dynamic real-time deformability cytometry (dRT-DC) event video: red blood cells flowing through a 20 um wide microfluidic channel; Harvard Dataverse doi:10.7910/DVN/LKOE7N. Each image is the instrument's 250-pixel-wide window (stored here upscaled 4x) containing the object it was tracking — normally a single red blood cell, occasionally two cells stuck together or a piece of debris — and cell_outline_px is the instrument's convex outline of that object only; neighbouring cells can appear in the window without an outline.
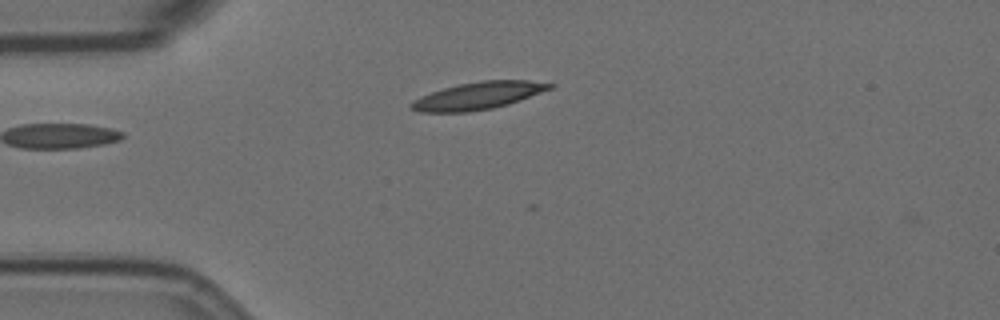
{"species": "Egyptian fruit bat (a non-hibernating species)", "species_latin": "Rousettus aegyptiacus", "temperature_condition": "room temperature", "stored_images_in_passage": 5, "camera_frame_rate_fps": 3000, "um_per_image_px": 0.085, "animal": {"sex": "female"}, "frame": {"image": 1, "passage_image": 4, "time_ms": 1.0, "image_size_px": [1000, 320], "cell_outline_px": [[556, 84], [552, 88], [520, 100], [508, 104], [492, 108], [468, 112], [420, 112], [408, 108], [408, 104], [412, 100], [420, 96], [444, 88], [460, 84], [480, 80], [528, 80]], "centroid_in_image_um": [40.6, 8.14], "position_along_channel_um": 44.4, "area_um2": 22.08}}